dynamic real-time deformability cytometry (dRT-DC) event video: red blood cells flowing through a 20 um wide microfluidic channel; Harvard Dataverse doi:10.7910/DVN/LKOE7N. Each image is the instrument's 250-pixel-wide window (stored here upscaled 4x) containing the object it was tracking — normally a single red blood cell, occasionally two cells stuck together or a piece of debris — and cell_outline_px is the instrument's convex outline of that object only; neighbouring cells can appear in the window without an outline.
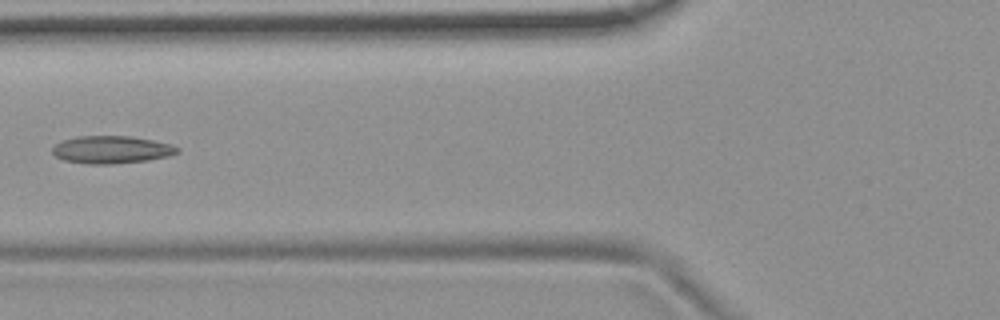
{"species": "common noctule bat (a hibernating species)", "species_latin": "Nyctalus noctula", "temperature_condition": "room temperature", "stored_images_in_passage": 9, "camera_frame_rate_fps": 3000, "um_per_image_px": 0.085, "animal": {"sex": "female", "body_mass_g": 19.9}, "frame": {"image": 1, "passage_image": 7, "time_ms": 2.0, "image_size_px": [1000, 320], "cell_outline_px": [[180, 152], [168, 156], [148, 160], [112, 164], [88, 164], [64, 160], [56, 156], [52, 152], [52, 148], [56, 144], [64, 140], [76, 136], [132, 136], [172, 144], [180, 148]], "centroid_in_image_um": [9.51, 12.72], "position_along_channel_um": 116.3, "area_um2": 20.11}}
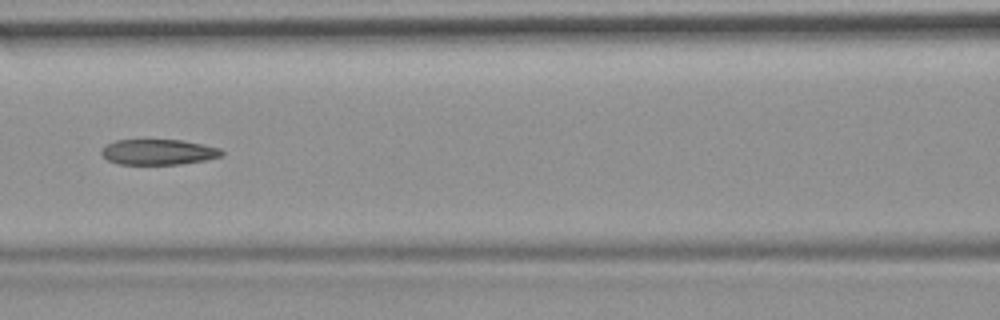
{"frame": {"image": 2, "passage_image": 8, "time_ms": 2.333, "image_size_px": [1000, 320], "cell_outline_px": [[224, 156], [208, 160], [180, 164], [120, 164], [108, 160], [100, 152], [100, 148], [116, 140], [180, 140], [204, 144], [220, 148], [224, 152]], "centroid_in_image_um": [13.51, 12.92], "position_along_channel_um": 153.1, "area_um2": 17.98}}